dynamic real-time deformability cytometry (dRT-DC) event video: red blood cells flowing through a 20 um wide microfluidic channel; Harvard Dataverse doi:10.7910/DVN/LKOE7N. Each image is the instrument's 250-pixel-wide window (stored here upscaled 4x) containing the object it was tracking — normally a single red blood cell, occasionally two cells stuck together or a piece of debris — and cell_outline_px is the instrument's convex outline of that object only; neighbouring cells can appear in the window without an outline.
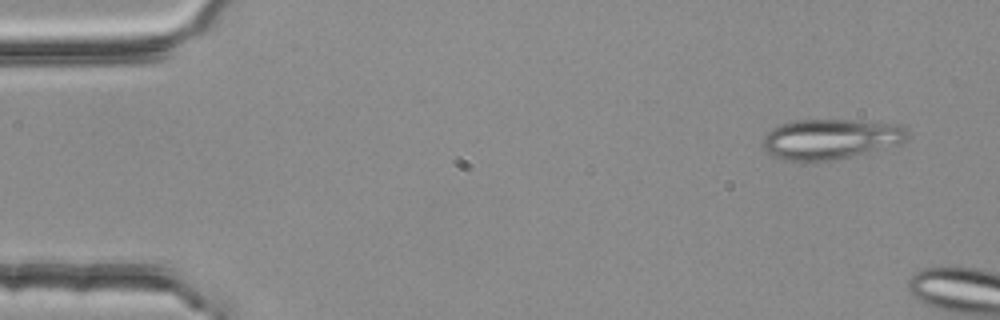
{"species": "common noctule bat (a hibernating species)", "species_latin": "Nyctalus noctula", "temperature_condition": "room temperature", "stored_images_in_passage": 2, "camera_frame_rate_fps": 3000, "um_per_image_px": 0.085, "animal": {"sex": "female", "body_mass_g": 25.1}, "frame": {"image": 1, "passage_image": 1, "time_ms": 0.0, "image_size_px": [1000, 320], "cell_outline_px": [[908, 136], [900, 144], [852, 156], [832, 160], [784, 160], [772, 156], [764, 148], [764, 136], [772, 128], [780, 124], [796, 120], [856, 120], [896, 124], [904, 128], [908, 132]], "centroid_in_image_um": [70.59, 11.81], "position_along_channel_um": 14.4, "area_um2": 33.58}}